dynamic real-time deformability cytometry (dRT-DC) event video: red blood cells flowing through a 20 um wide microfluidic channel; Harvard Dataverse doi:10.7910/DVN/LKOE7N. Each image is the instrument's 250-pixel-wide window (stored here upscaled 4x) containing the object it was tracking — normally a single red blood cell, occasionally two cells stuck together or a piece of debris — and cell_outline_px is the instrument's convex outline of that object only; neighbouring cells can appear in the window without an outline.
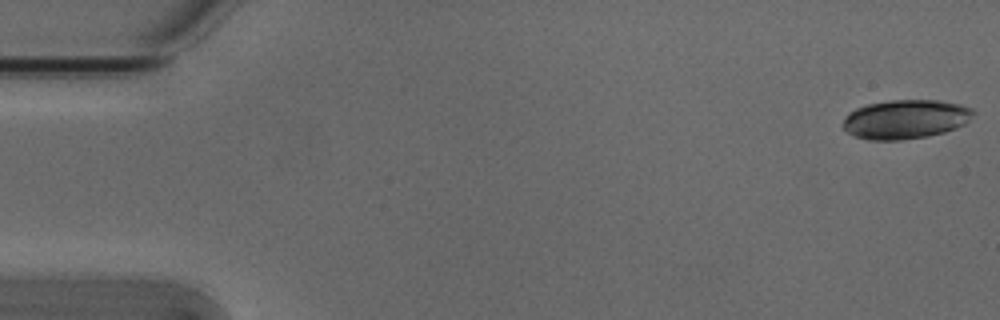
{"species": "Egyptian fruit bat (a non-hibernating species)", "species_latin": "Rousettus aegyptiacus", "temperature_condition": "cold", "stored_images_in_passage": 53, "camera_frame_rate_fps": 3000, "um_per_image_px": 0.085, "animal": {"sex": "male"}, "frame": {"image": 1, "passage_image": 1, "time_ms": 0.0, "image_size_px": [1000, 320], "cell_outline_px": [[976, 112], [964, 124], [956, 128], [944, 132], [928, 136], [900, 140], [868, 140], [856, 136], [848, 132], [840, 124], [848, 112], [856, 108], [868, 104], [892, 100], [940, 100], [960, 104], [972, 108]], "centroid_in_image_um": [76.96, 10.13], "position_along_channel_um": 8.0, "area_um2": 29.82}}
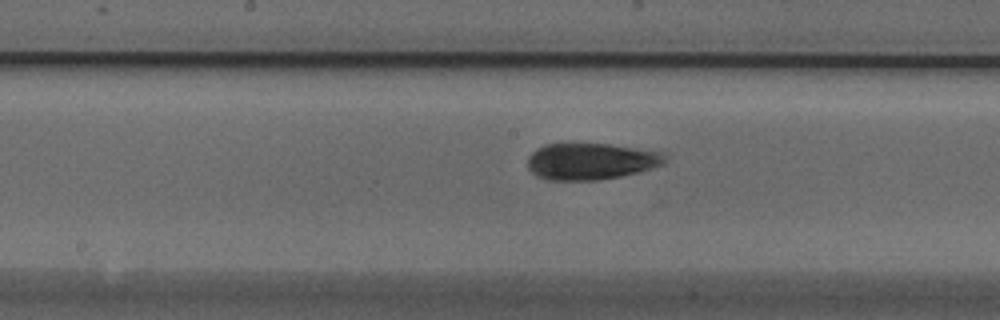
{"frame": {"image": 2, "passage_image": 27, "time_ms": 8.667, "image_size_px": [1000, 320], "cell_outline_px": [[668, 160], [664, 164], [640, 172], [600, 180], [548, 180], [536, 176], [528, 168], [528, 156], [536, 148], [544, 144], [608, 144], [664, 152]], "centroid_in_image_um": [50.24, 13.72], "position_along_channel_um": 198.0, "area_um2": 29.48}}
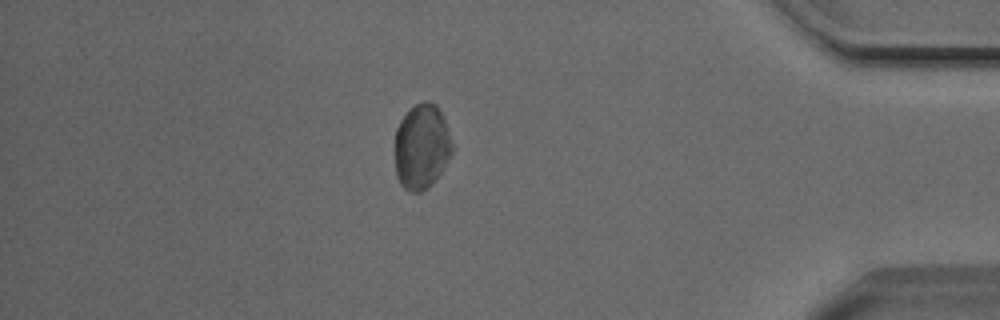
{"frame": {"image": 3, "passage_image": 46, "time_ms": 15.0, "image_size_px": [1000, 320], "cell_outline_px": [[452, 152], [440, 172], [428, 188], [420, 192], [408, 192], [400, 184], [396, 176], [396, 128], [400, 120], [408, 108], [424, 100], [428, 100], [436, 104], [444, 120], [452, 144]], "centroid_in_image_um": [35.81, 12.45], "position_along_channel_um": 399.4, "area_um2": 28.26}, "authors_computed_cell_mechanics": {"area_um2": 28.9578, "velocity_mm_per_s": 3.8099, "shape_relaxation_time_tau1_ms": 4.1798, "shape_relaxation_time_tau2_ms": 3.1348, "deformation_change_tau1": 0.0906, "deformation_change_tau2": 0.0537}}